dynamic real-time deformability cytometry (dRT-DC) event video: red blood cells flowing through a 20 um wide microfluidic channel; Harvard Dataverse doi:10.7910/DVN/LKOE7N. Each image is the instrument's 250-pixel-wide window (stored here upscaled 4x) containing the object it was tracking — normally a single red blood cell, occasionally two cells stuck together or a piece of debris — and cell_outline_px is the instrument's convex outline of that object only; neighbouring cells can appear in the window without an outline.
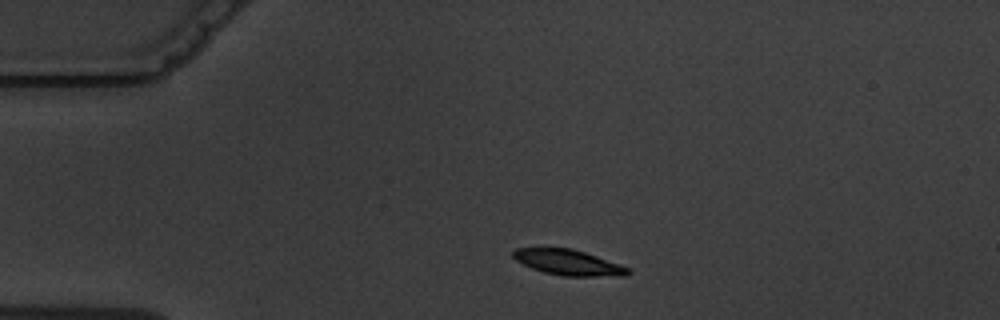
{"species": "common noctule bat (a hibernating species)", "species_latin": "Nyctalus noctula", "temperature_condition": "warm", "stored_images_in_passage": 2, "camera_frame_rate_fps": 3000, "um_per_image_px": 0.085, "animal": {"sex": "male", "body_mass_g": 19.5, "forearm_length_mm": 54.6}, "frame": {"image": 1, "passage_image": 1, "time_ms": 0.0, "image_size_px": [1000, 320], "cell_outline_px": [[632, 272], [624, 276], [564, 276], [544, 272], [532, 268], [516, 260], [512, 256], [512, 252], [516, 248], [572, 248], [620, 264], [628, 268]], "centroid_in_image_um": [48.31, 22.31], "position_along_channel_um": 36.7, "area_um2": 16.94}}